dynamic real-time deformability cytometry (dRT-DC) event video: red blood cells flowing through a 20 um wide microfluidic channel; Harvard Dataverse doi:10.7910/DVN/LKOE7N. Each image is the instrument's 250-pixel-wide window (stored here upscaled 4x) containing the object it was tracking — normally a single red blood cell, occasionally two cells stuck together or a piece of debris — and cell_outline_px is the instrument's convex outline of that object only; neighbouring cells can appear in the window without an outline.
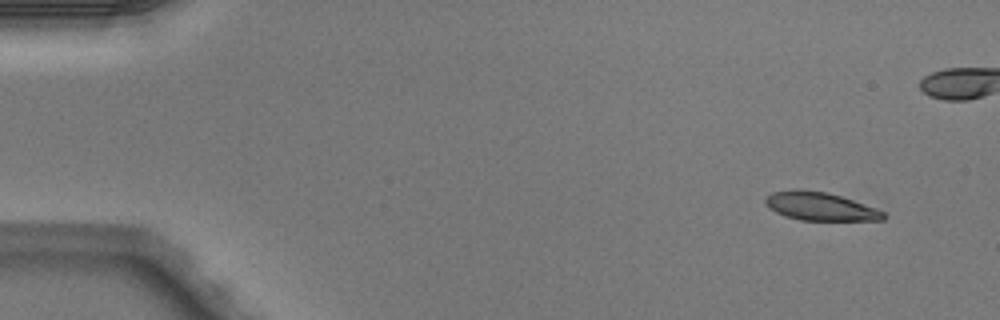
{"species": "Egyptian fruit bat (a non-hibernating species)", "species_latin": "Rousettus aegyptiacus", "temperature_condition": "warm", "stored_images_in_passage": 5, "camera_frame_rate_fps": 3000, "um_per_image_px": 0.085, "animal": {"sex": "male"}, "frame": {"image": 1, "passage_image": 1, "time_ms": 0.0, "image_size_px": [1000, 320], "cell_outline_px": [[884, 220], [800, 220], [784, 216], [768, 208], [764, 204], [764, 200], [772, 192], [792, 188], [800, 188], [828, 192], [876, 208], [884, 212]], "centroid_in_image_um": [69.64, 17.52], "position_along_channel_um": 15.4, "area_um2": 19.59}}
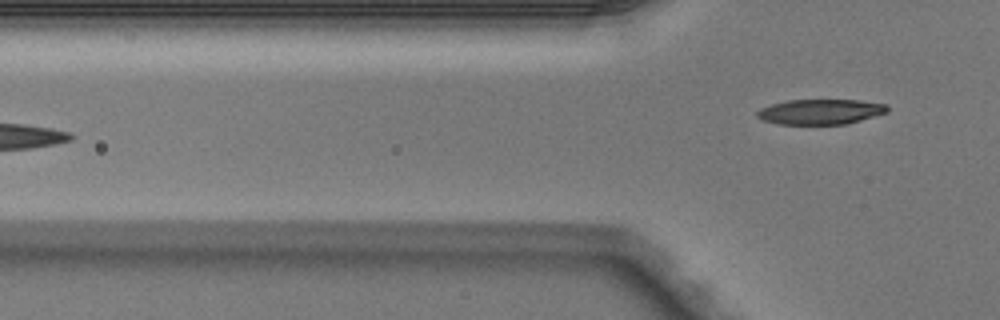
{"frame": {"image": 2, "passage_image": 5, "time_ms": 1.333, "image_size_px": [1000, 320], "cell_outline_px": [[888, 112], [860, 120], [844, 124], [776, 124], [764, 120], [756, 116], [756, 112], [760, 108], [772, 104], [788, 100], [860, 100], [888, 104]], "centroid_in_image_um": [69.74, 9.49], "position_along_channel_um": 56.1, "area_um2": 19.07}}